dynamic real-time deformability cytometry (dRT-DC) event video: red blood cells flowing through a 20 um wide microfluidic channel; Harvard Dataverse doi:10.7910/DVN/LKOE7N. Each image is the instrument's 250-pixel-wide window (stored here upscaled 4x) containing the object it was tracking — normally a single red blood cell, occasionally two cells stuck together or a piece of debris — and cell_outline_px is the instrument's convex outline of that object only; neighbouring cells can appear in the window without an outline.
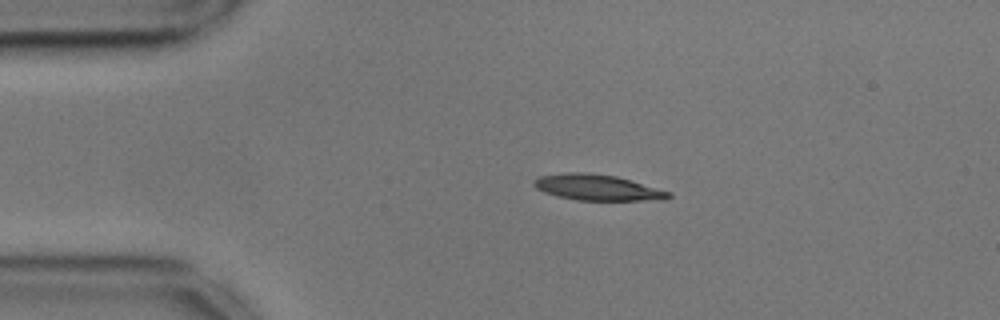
{"species": "common noctule bat (a hibernating species)", "species_latin": "Nyctalus noctula", "temperature_condition": "cold", "stored_images_in_passage": 35, "camera_frame_rate_fps": 3000, "um_per_image_px": 0.085, "animal": {"sex": "male", "body_mass_g": 17.9, "forearm_length_mm": 54.2}, "frame": {"image": 1, "passage_image": 1, "time_ms": 0.0, "image_size_px": [1000, 320], "cell_outline_px": [[672, 196], [664, 200], [576, 200], [544, 192], [536, 188], [532, 184], [532, 180], [536, 176], [564, 172], [584, 172], [616, 176], [672, 192]], "centroid_in_image_um": [50.75, 15.92], "position_along_channel_um": 34.3, "area_um2": 20.4}}
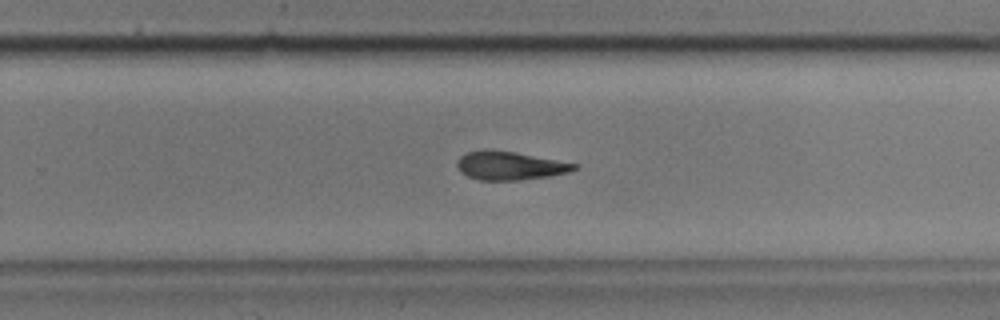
{"frame": {"image": 2, "passage_image": 25, "time_ms": 8.0, "image_size_px": [1000, 320], "cell_outline_px": [[580, 164], [576, 168], [568, 172], [548, 176], [520, 180], [480, 180], [468, 176], [460, 172], [456, 168], [456, 160], [460, 156], [468, 152], [484, 148], [492, 148]], "centroid_in_image_um": [43.27, 14.06], "position_along_channel_um": 286.5, "area_um2": 19.65}}
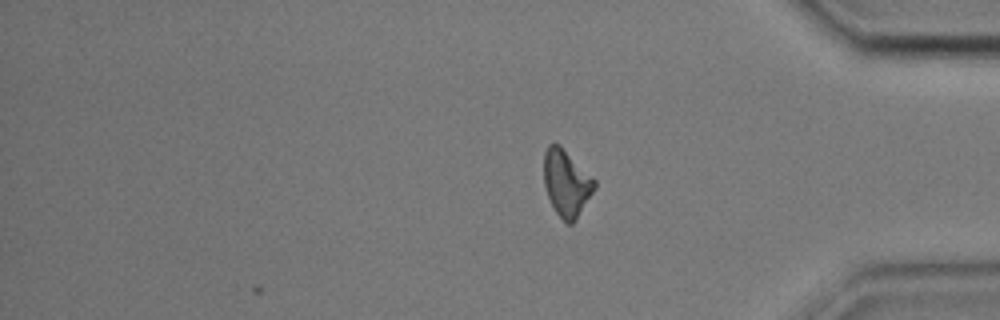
{"frame": {"image": 3, "passage_image": 35, "time_ms": 11.333, "image_size_px": [1000, 320], "cell_outline_px": [[596, 188], [576, 220], [572, 224], [568, 224], [556, 212], [548, 196], [544, 184], [544, 152], [548, 144], [560, 144], [596, 180]], "centroid_in_image_um": [48.16, 15.54], "position_along_channel_um": 387.0, "area_um2": 19.65}, "authors_computed_cell_mechanics": {"area_um2": 20.1722, "velocity_mm_per_s": 3.5877, "shape_relaxation_time_tau1_ms": 3.4088, "shape_relaxation_time_tau2_ms": 5.9748, "deformation_change_tau1": 0.1384, "deformation_change_tau2": 0.1471}}